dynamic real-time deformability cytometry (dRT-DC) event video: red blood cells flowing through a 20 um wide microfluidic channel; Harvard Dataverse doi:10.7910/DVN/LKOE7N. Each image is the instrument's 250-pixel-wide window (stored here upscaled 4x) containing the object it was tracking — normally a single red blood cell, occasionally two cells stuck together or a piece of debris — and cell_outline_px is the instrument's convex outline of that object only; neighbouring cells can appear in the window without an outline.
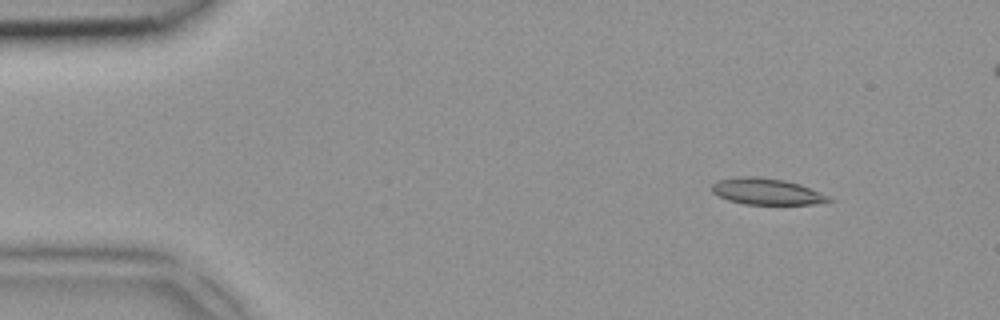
{"species": "common noctule bat (a hibernating species)", "species_latin": "Nyctalus noctula", "temperature_condition": "room temperature", "stored_images_in_passage": 5, "segment_of_instrument_passage": [1, 2], "camera_frame_rate_fps": 3000, "um_per_image_px": 0.085, "animal": {"sex": "female", "body_mass_g": 18.4}, "frame": {"image": 1, "passage_image": 2, "time_ms": 0.333, "image_size_px": [1000, 320], "cell_outline_px": [[836, 200], [816, 204], [744, 204], [728, 200], [712, 192], [712, 184], [720, 180], [736, 176], [756, 176], [784, 180], [800, 184], [832, 196]], "centroid_in_image_um": [65.23, 16.28], "position_along_channel_um": 19.8, "area_um2": 18.09}}